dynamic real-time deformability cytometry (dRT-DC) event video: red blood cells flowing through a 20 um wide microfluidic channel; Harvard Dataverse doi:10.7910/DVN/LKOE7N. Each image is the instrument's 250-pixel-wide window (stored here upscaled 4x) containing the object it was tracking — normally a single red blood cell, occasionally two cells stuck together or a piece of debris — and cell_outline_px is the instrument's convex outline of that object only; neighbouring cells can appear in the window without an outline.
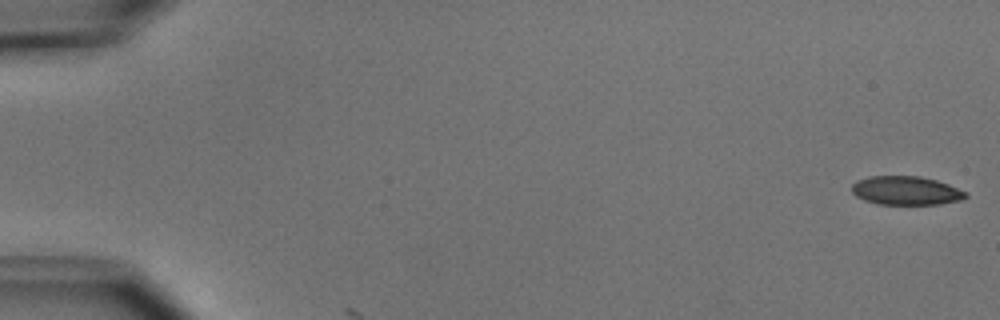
{"species": "common noctule bat (a hibernating species)", "species_latin": "Nyctalus noctula", "temperature_condition": "cold", "stored_images_in_passage": 3, "camera_frame_rate_fps": 3000, "um_per_image_px": 0.085, "animal": {"sex": "male", "body_mass_g": 15.6}, "frame": {"image": 1, "passage_image": 1, "time_ms": 0.0, "image_size_px": [1000, 320], "cell_outline_px": [[968, 196], [964, 200], [940, 204], [880, 204], [864, 200], [856, 196], [852, 192], [852, 184], [856, 180], [868, 176], [920, 176], [936, 180], [948, 184], [968, 192]], "centroid_in_image_um": [77.04, 16.2], "position_along_channel_um": 8.0, "area_um2": 19.25}}